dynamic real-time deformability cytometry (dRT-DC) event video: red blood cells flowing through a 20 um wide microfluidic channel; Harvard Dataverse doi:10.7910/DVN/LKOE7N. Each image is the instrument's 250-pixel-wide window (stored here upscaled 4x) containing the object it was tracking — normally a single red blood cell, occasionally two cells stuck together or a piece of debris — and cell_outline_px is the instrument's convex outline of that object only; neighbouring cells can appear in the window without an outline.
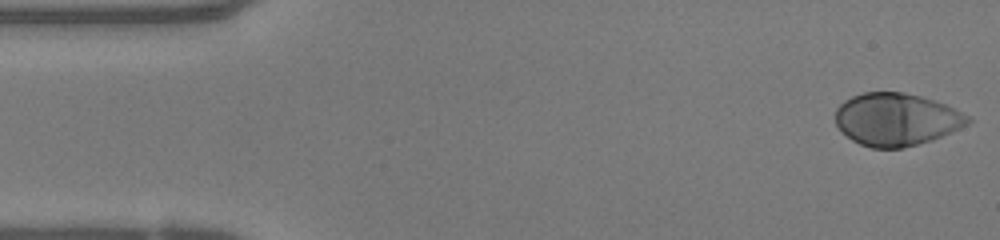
{"species": "human", "species_latin": "Homo sapiens", "temperature_condition": "warm", "stored_images_in_passage": 48, "camera_frame_rate_fps": 3000, "um_per_image_px": 0.085, "donor": {"sex": "female"}, "frame": {"image": 1, "passage_image": 1, "time_ms": 0.0, "image_size_px": [1000, 240], "cell_outline_px": [[972, 120], [968, 124], [960, 128], [932, 140], [900, 148], [872, 148], [860, 144], [852, 140], [836, 124], [836, 108], [844, 100], [852, 96], [864, 92], [904, 92], [936, 100], [968, 116]], "centroid_in_image_um": [76.18, 10.14], "position_along_channel_um": 8.8, "area_um2": 40.29}}
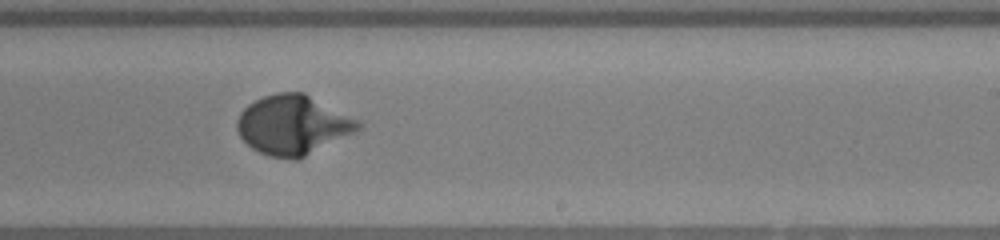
{"frame": {"image": 2, "passage_image": 28, "time_ms": 9.0, "image_size_px": [1000, 240], "cell_outline_px": [[364, 124], [356, 132], [296, 160], [292, 160], [268, 156], [252, 148], [240, 136], [236, 128], [236, 120], [240, 112], [248, 104], [264, 96], [276, 92], [304, 92]], "centroid_in_image_um": [24.87, 10.62], "position_along_channel_um": 264.1, "area_um2": 41.67}}
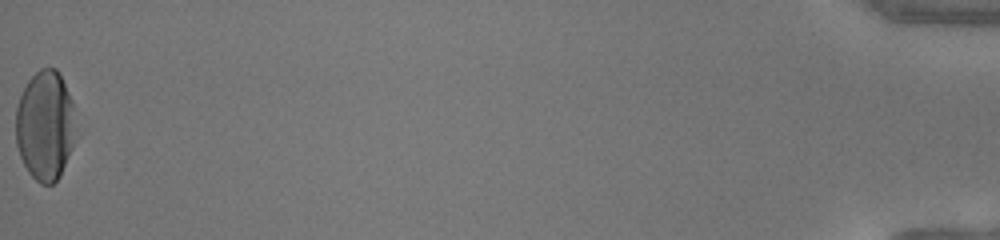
{"frame": {"image": 3, "passage_image": 48, "time_ms": 15.667, "image_size_px": [1000, 240], "cell_outline_px": [[76, 136], [60, 176], [52, 184], [40, 184], [28, 172], [20, 156], [16, 144], [16, 108], [20, 96], [28, 80], [40, 68], [56, 68], [60, 72], [72, 100], [76, 132]], "centroid_in_image_um": [3.84, 10.66], "position_along_channel_um": 431.4, "area_um2": 38.49}, "authors_computed_cell_mechanics": {"area_um2": 39.6797, "velocity_mm_per_s": 4.1605, "shape_relaxation_time_tau1_ms": 3.1676, "shape_relaxation_time_tau2_ms": null, "deformation_change_tau1": 0.2336, "deformation_change_tau2": null}}